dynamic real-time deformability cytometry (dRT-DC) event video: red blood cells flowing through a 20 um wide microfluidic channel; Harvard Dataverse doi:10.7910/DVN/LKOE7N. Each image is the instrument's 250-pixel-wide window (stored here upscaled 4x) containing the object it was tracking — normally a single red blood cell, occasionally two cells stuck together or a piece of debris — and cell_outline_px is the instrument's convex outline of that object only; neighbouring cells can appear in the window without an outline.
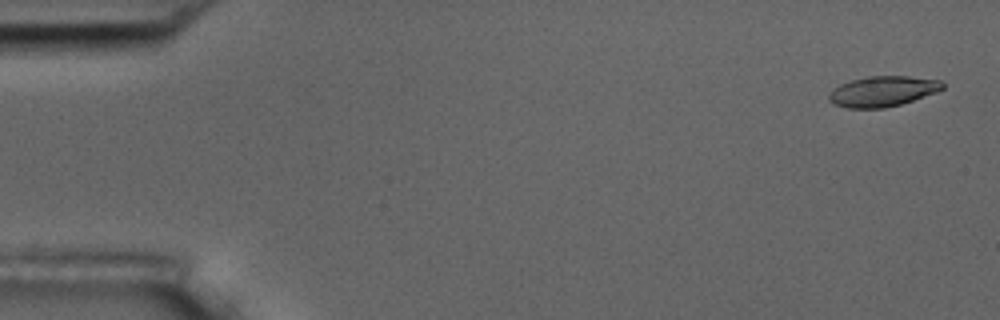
{"species": "common noctule bat (a hibernating species)", "species_latin": "Nyctalus noctula", "temperature_condition": "room temperature", "stored_images_in_passage": 55, "camera_frame_rate_fps": 3000, "um_per_image_px": 0.085, "animal": {"sex": "male", "body_mass_g": 17.5, "forearm_length_mm": 52.3}, "frame": {"image": 1, "passage_image": 2, "time_ms": 0.333, "image_size_px": [1000, 320], "cell_outline_px": [[944, 88], [936, 92], [900, 104], [884, 108], [848, 108], [832, 104], [828, 100], [828, 96], [840, 84], [852, 80], [868, 76], [908, 76], [940, 80], [944, 84]], "centroid_in_image_um": [75.02, 7.76], "position_along_channel_um": 10.0, "area_um2": 19.94}}
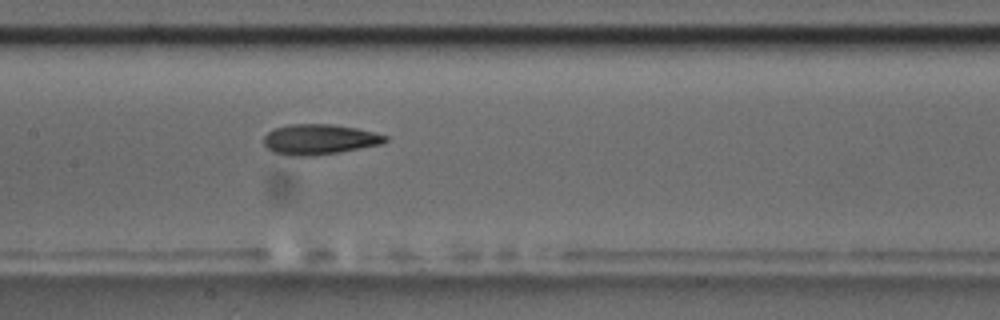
{"frame": {"image": 2, "passage_image": 27, "time_ms": 8.667, "image_size_px": [1000, 320], "cell_outline_px": [[388, 140], [380, 144], [340, 152], [308, 156], [292, 156], [272, 152], [264, 144], [264, 136], [272, 128], [288, 124], [332, 124], [356, 128], [388, 136]], "centroid_in_image_um": [27.1, 11.84], "position_along_channel_um": 180.3, "area_um2": 21.44}}
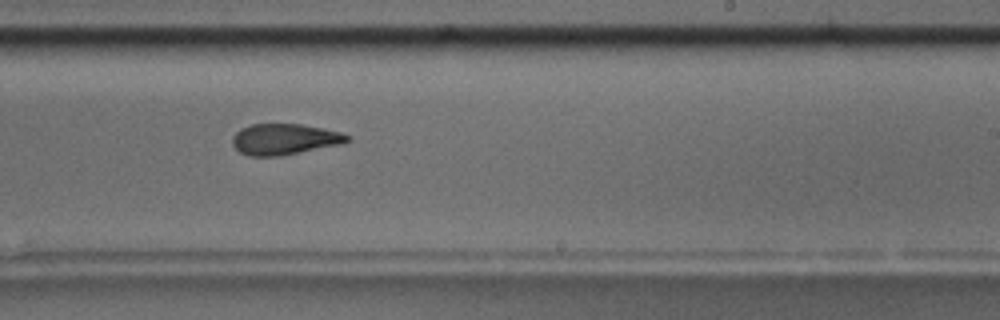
{"frame": {"image": 3, "passage_image": 34, "time_ms": 11.0, "image_size_px": [1000, 320], "cell_outline_px": [[352, 140], [344, 144], [280, 156], [248, 156], [240, 152], [232, 144], [232, 136], [240, 128], [248, 124], [300, 124], [324, 128], [340, 132], [352, 136]], "centroid_in_image_um": [24.21, 11.83], "position_along_channel_um": 264.8, "area_um2": 21.1}, "authors_computed_cell_mechanics": {"area_um2": 21.2126, "velocity_mm_per_s": 3.6337, "shape_relaxation_time_tau1_ms": 5.7491, "shape_relaxation_time_tau2_ms": 2.6935, "deformation_change_tau1": 0.1704, "deformation_change_tau2": 0.1097}}